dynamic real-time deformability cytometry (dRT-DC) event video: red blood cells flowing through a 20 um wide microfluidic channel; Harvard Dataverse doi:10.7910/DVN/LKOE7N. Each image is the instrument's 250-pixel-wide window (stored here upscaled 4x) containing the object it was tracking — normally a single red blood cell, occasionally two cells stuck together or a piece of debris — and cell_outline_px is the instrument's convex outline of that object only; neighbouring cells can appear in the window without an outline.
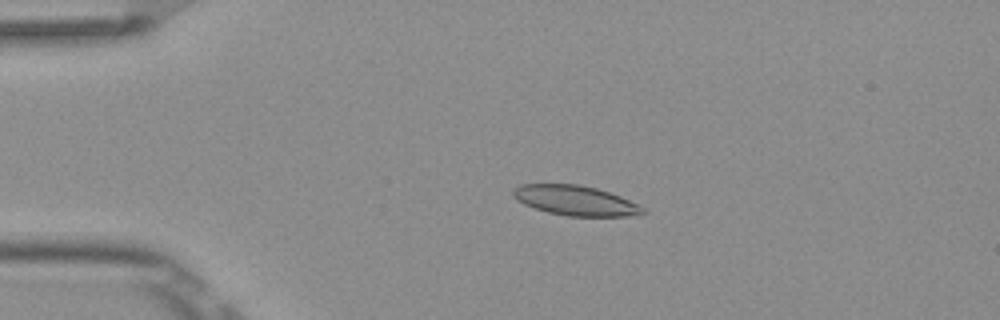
{"species": "Egyptian fruit bat (a non-hibernating species)", "species_latin": "Rousettus aegyptiacus", "temperature_condition": "room temperature", "stored_images_in_passage": 4, "camera_frame_rate_fps": 3000, "um_per_image_px": 0.085, "frame": {"image": 1, "passage_image": 2, "time_ms": 0.333, "image_size_px": [1000, 320], "cell_outline_px": [[644, 212], [628, 216], [568, 216], [548, 212], [524, 204], [516, 200], [512, 196], [512, 188], [520, 184], [580, 184], [596, 188], [620, 196], [644, 208]], "centroid_in_image_um": [48.83, 17.03], "position_along_channel_um": 36.2, "area_um2": 22.43}}
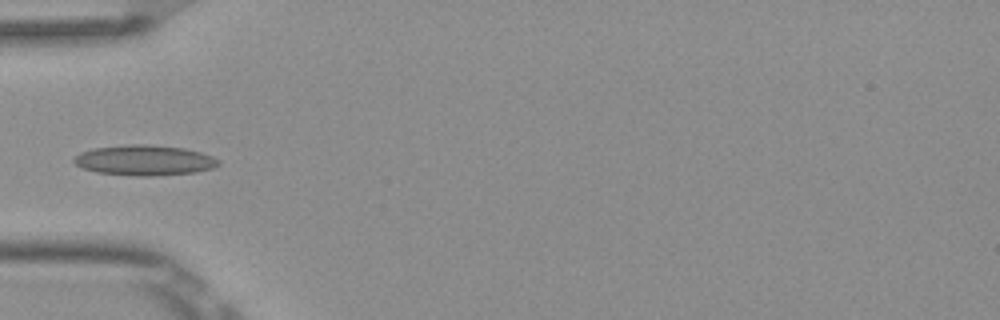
{"frame": {"image": 2, "passage_image": 4, "time_ms": 1.0, "image_size_px": [1000, 320], "cell_outline_px": [[220, 164], [212, 168], [196, 172], [156, 176], [136, 176], [96, 172], [80, 168], [72, 160], [80, 152], [92, 148], [128, 144], [144, 144], [184, 148], [200, 152], [212, 156], [220, 160]], "centroid_in_image_um": [12.26, 13.62], "position_along_channel_um": 72.7, "area_um2": 25.72}}